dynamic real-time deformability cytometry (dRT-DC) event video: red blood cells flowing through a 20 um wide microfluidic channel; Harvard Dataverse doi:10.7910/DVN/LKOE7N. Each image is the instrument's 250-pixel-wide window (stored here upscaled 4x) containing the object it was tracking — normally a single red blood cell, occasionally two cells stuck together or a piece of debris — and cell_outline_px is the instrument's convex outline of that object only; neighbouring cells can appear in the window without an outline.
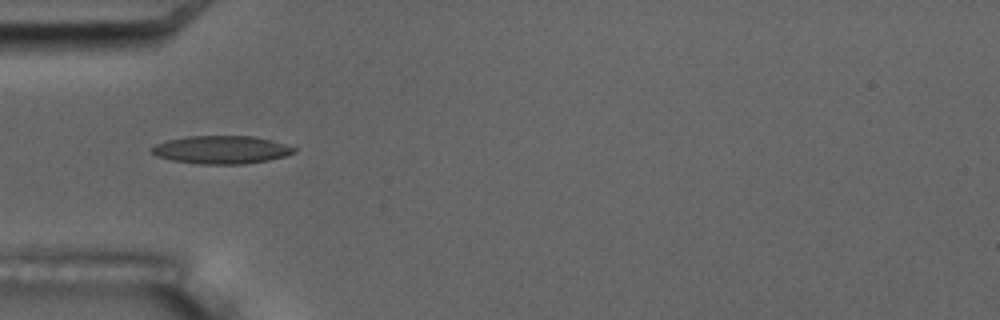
{"species": "common noctule bat (a hibernating species)", "species_latin": "Nyctalus noctula", "temperature_condition": "room temperature", "stored_images_in_passage": 7, "camera_frame_rate_fps": 3000, "um_per_image_px": 0.085, "animal": {"sex": "male", "body_mass_g": 17.5, "forearm_length_mm": 52.3}, "frame": {"image": 1, "passage_image": 6, "time_ms": 5.667, "image_size_px": [1000, 320], "cell_outline_px": [[296, 152], [284, 156], [268, 160], [244, 164], [200, 164], [172, 160], [156, 156], [148, 148], [156, 144], [168, 140], [188, 136], [256, 136], [272, 140], [296, 148]], "centroid_in_image_um": [18.81, 12.72], "position_along_channel_um": 66.2, "area_um2": 23.24}}